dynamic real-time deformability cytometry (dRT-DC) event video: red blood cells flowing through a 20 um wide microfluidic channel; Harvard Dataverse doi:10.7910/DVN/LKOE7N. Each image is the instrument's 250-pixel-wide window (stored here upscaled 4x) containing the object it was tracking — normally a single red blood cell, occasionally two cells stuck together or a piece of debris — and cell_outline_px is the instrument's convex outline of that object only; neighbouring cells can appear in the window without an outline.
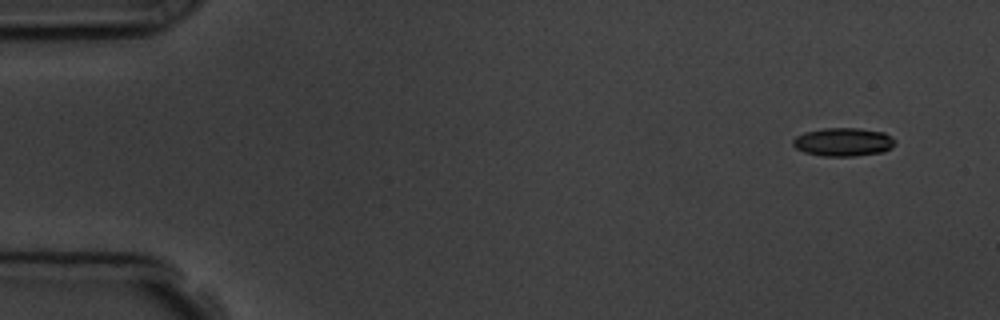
{"species": "common noctule bat (a hibernating species)", "species_latin": "Nyctalus noctula", "temperature_condition": "room temperature", "stored_images_in_passage": 4, "camera_frame_rate_fps": 3000, "um_per_image_px": 0.085, "animal": {"sex": "male", "body_mass_g": 19.5, "forearm_length_mm": 54.6}, "frame": {"image": 1, "passage_image": 1, "time_ms": 0.0, "image_size_px": [1000, 320], "cell_outline_px": [[896, 144], [892, 148], [884, 152], [856, 156], [820, 156], [804, 152], [796, 148], [792, 144], [792, 140], [796, 136], [804, 132], [824, 128], [860, 128], [884, 132], [892, 136], [896, 140]], "centroid_in_image_um": [71.71, 12.07], "position_along_channel_um": 13.3, "area_um2": 17.22}}
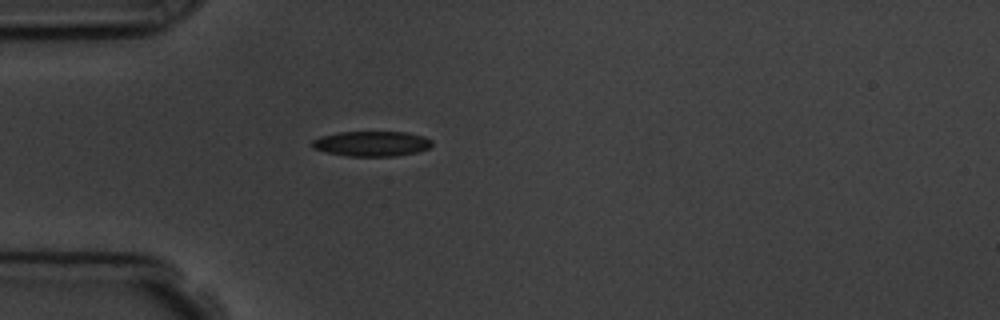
{"frame": {"image": 2, "passage_image": 4, "time_ms": 4.0, "image_size_px": [1000, 320], "cell_outline_px": [[432, 144], [428, 148], [416, 152], [396, 156], [348, 156], [328, 152], [312, 148], [312, 140], [320, 136], [340, 132], [404, 132], [424, 136], [432, 140]], "centroid_in_image_um": [31.59, 12.21], "position_along_channel_um": 53.4, "area_um2": 17.46}}